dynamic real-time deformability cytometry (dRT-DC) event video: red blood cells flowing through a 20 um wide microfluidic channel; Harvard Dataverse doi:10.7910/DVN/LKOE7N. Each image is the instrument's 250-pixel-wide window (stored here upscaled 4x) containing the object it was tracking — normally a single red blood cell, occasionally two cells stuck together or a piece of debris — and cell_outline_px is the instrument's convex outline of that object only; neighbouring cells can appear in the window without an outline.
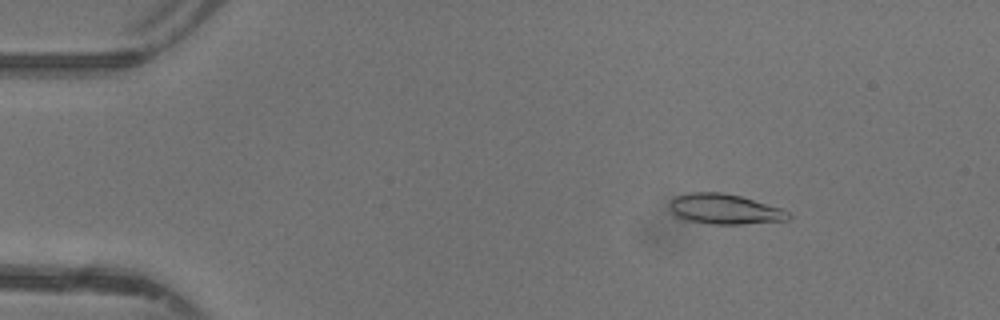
{"species": "common noctule bat (a hibernating species)", "species_latin": "Nyctalus noctula", "temperature_condition": "warm", "stored_images_in_passage": 47, "camera_frame_rate_fps": 3000, "um_per_image_px": 0.085, "animal": {"sex": "female"}, "frame": {"image": 1, "passage_image": 7, "time_ms": 2.0, "image_size_px": [1000, 320], "cell_outline_px": [[792, 216], [788, 220], [744, 224], [712, 224], [688, 220], [676, 216], [672, 212], [668, 204], [676, 196], [688, 192], [720, 192], [740, 196], [784, 208], [792, 212]], "centroid_in_image_um": [61.65, 17.77], "position_along_channel_um": 23.3, "area_um2": 21.1}}
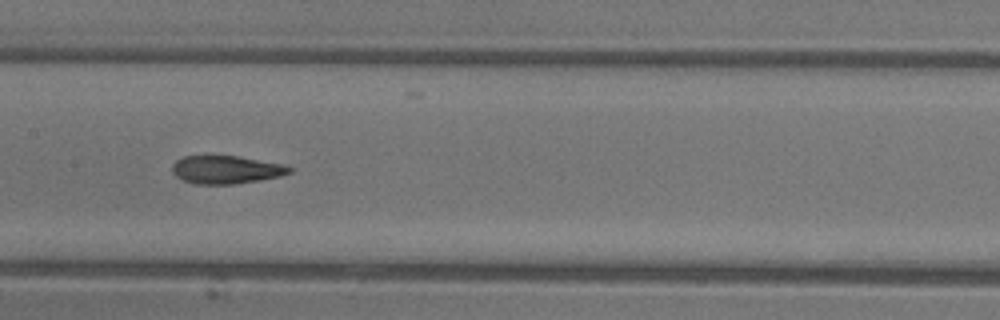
{"frame": {"image": 2, "passage_image": 24, "time_ms": 7.667, "image_size_px": [1000, 320], "cell_outline_px": [[292, 172], [280, 176], [260, 180], [236, 184], [196, 184], [184, 180], [176, 176], [172, 172], [172, 164], [176, 160], [184, 156], [236, 156], [284, 164], [292, 168]], "centroid_in_image_um": [19.22, 14.42], "position_along_channel_um": 188.2, "area_um2": 19.13}}
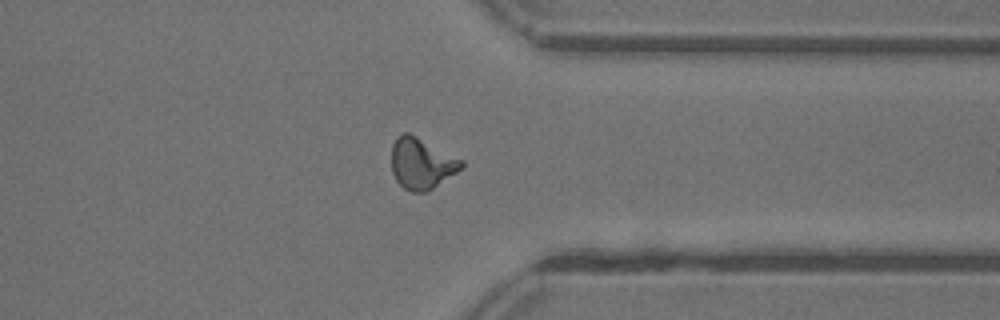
{"frame": {"image": 3, "passage_image": 37, "time_ms": 12.0, "image_size_px": [1000, 320], "cell_outline_px": [[464, 168], [428, 192], [412, 192], [404, 188], [396, 180], [392, 172], [392, 144], [396, 136], [400, 132], [408, 132], [464, 160]], "centroid_in_image_um": [35.85, 13.89], "position_along_channel_um": 375.6, "area_um2": 21.1}, "authors_computed_cell_mechanics": {"area_um2": 19.7676, "velocity_mm_per_s": 4.4143, "shape_relaxation_time_tau1_ms": 8.0835, "shape_relaxation_time_tau2_ms": 1.7033, "deformation_change_tau1": 0.2519, "deformation_change_tau2": 0.0921}}